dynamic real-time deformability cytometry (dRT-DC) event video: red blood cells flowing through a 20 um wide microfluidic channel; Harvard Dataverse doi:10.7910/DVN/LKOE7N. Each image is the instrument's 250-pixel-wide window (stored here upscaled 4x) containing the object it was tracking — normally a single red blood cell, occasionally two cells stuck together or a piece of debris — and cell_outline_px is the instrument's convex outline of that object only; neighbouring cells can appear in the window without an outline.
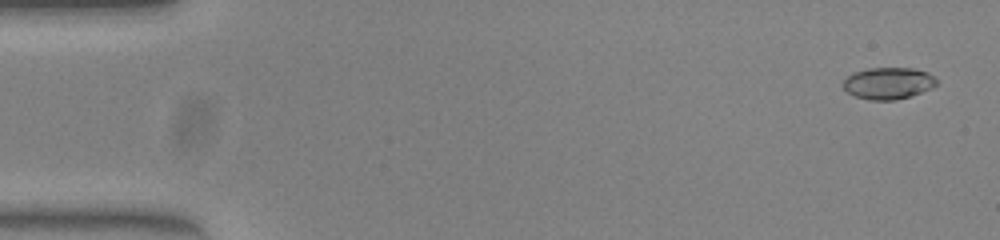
{"species": "common noctule bat (a hibernating species)", "species_latin": "Nyctalus noctula", "temperature_condition": "warm", "stored_images_in_passage": 15, "camera_frame_rate_fps": 3000, "um_per_image_px": 0.085, "animal": {"sex": "female", "body_mass_g": 23.0, "forearm_length_mm": 53.4}, "frame": {"image": 1, "passage_image": 2, "time_ms": 0.333, "image_size_px": [1000, 240], "cell_outline_px": [[936, 84], [932, 88], [896, 100], [868, 100], [856, 96], [848, 92], [844, 88], [844, 80], [852, 72], [868, 68], [912, 68], [928, 72], [936, 80]], "centroid_in_image_um": [75.48, 7.07], "position_along_channel_um": 9.5, "area_um2": 17.11}}
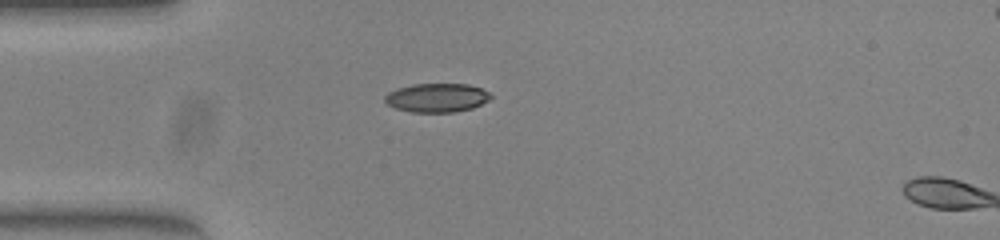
{"frame": {"image": 2, "passage_image": 14, "time_ms": 4.333, "image_size_px": [1000, 240], "cell_outline_px": [[492, 96], [488, 100], [472, 108], [452, 112], [412, 112], [396, 108], [388, 104], [384, 100], [384, 96], [388, 92], [396, 88], [412, 84], [468, 84], [480, 88], [488, 92]], "centroid_in_image_um": [37.1, 8.3], "position_along_channel_um": 47.9, "area_um2": 17.69}}